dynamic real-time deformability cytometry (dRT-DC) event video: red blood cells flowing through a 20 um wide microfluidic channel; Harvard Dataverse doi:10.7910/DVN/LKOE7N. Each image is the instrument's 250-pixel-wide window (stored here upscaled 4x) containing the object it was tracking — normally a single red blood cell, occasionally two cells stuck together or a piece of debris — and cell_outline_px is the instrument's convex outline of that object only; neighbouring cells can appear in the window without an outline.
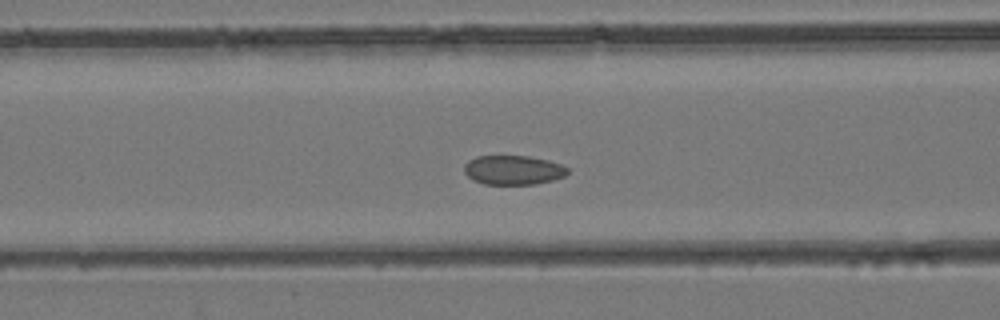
{"species": "common noctule bat (a hibernating species)", "species_latin": "Nyctalus noctula", "temperature_condition": "room temperature", "stored_images_in_passage": 42, "camera_frame_rate_fps": 3000, "um_per_image_px": 0.085, "animal": {"sex": "female", "body_mass_g": 24.6, "forearm_length_mm": 56.2}, "frame": {"image": 1, "passage_image": 16, "time_ms": 5.0, "image_size_px": [1000, 320], "cell_outline_px": [[568, 172], [564, 176], [552, 180], [536, 184], [484, 184], [472, 180], [464, 172], [464, 164], [468, 160], [476, 156], [528, 156], [548, 160], [560, 164], [568, 168]], "centroid_in_image_um": [43.59, 14.45], "position_along_channel_um": 123.0, "area_um2": 17.69}}
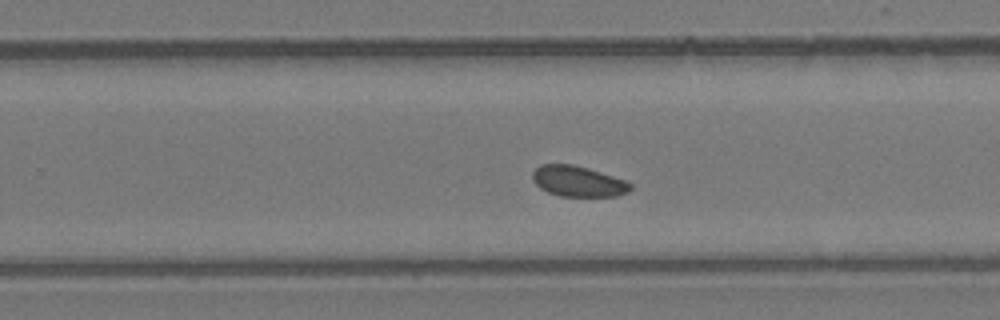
{"frame": {"image": 2, "passage_image": 26, "time_ms": 8.333, "image_size_px": [1000, 320], "cell_outline_px": [[632, 188], [628, 192], [616, 196], [560, 196], [548, 192], [540, 188], [532, 180], [532, 172], [540, 164], [572, 164], [588, 168], [624, 180], [632, 184]], "centroid_in_image_um": [49.11, 15.41], "position_along_channel_um": 280.7, "area_um2": 17.46}}
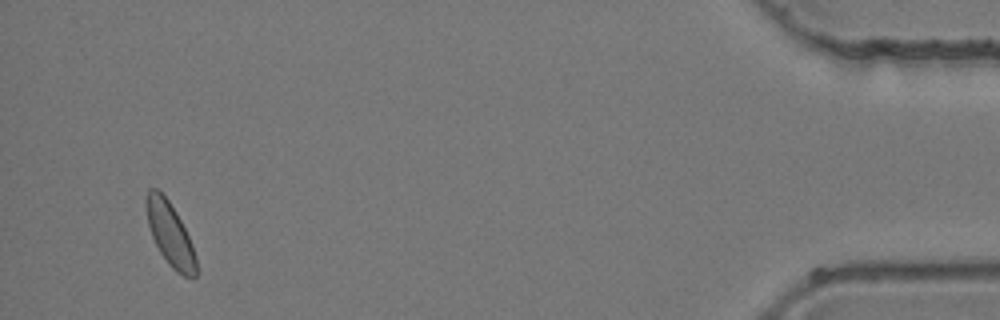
{"frame": {"image": 3, "passage_image": 40, "time_ms": 13.0, "image_size_px": [1000, 320], "cell_outline_px": [[196, 276], [184, 276], [176, 272], [168, 264], [160, 252], [152, 236], [148, 224], [144, 200], [148, 188], [156, 188], [168, 200], [176, 212], [192, 244], [196, 256]], "centroid_in_image_um": [14.43, 19.87], "position_along_channel_um": 420.8, "area_um2": 18.26}}